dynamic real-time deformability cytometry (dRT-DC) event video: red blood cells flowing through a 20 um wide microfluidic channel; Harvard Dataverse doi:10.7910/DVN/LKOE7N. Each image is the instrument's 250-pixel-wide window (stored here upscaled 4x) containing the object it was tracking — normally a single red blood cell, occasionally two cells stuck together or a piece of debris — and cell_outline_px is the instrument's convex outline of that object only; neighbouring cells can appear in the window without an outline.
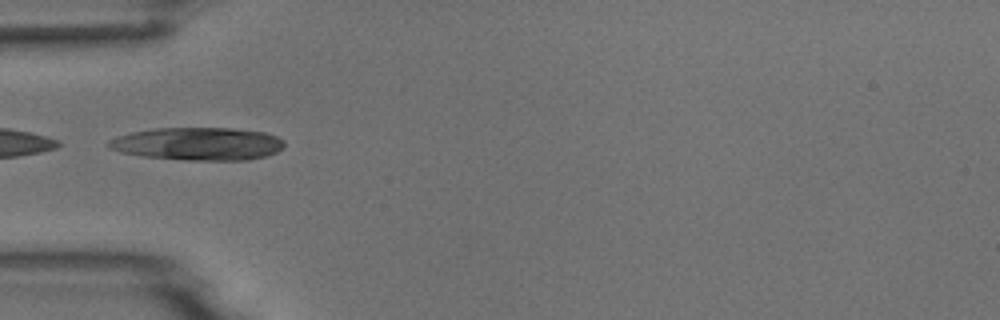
{"species": "common noctule bat (a hibernating species)", "species_latin": "Nyctalus noctula", "temperature_condition": "room temperature", "stored_images_in_passage": 7, "camera_frame_rate_fps": 3000, "um_per_image_px": 0.085, "animal": {"sex": "male", "body_mass_g": 18.8}, "frame": {"image": 1, "passage_image": 5, "time_ms": 4.667, "image_size_px": [1000, 320], "cell_outline_px": [[284, 144], [276, 152], [268, 156], [248, 160], [184, 160], [144, 156], [120, 152], [108, 148], [104, 144], [108, 140], [116, 136], [132, 132], [156, 128], [232, 128], [264, 132], [276, 136], [284, 140]], "centroid_in_image_um": [16.79, 12.22], "position_along_channel_um": 68.2, "area_um2": 33.81}}